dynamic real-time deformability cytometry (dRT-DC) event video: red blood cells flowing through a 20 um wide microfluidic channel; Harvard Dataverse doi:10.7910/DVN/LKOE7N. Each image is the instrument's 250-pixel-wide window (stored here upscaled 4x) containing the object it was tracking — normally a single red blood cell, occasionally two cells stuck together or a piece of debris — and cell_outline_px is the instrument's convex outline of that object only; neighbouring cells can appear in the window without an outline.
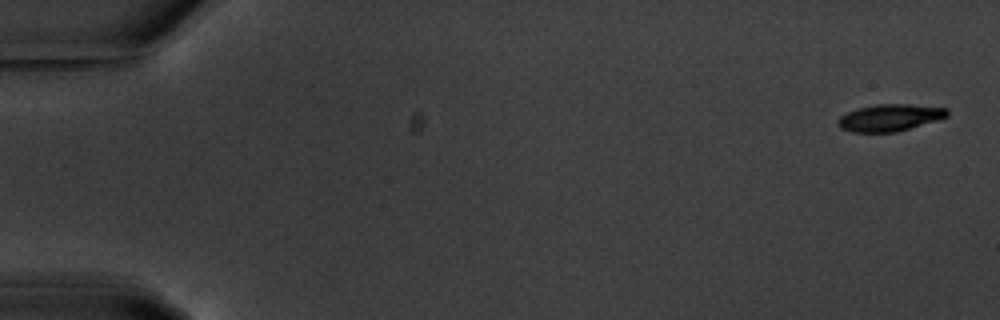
{"species": "common noctule bat (a hibernating species)", "species_latin": "Nyctalus noctula", "temperature_condition": "warm", "stored_images_in_passage": 5, "camera_frame_rate_fps": 3000, "um_per_image_px": 0.085, "animal": {"sex": "male", "body_mass_g": 20.1, "forearm_length_mm": 53.5}, "frame": {"image": 1, "passage_image": 1, "time_ms": 0.0, "image_size_px": [1000, 320], "cell_outline_px": [[948, 116], [896, 132], [852, 132], [840, 128], [836, 124], [836, 120], [840, 116], [856, 108], [876, 104], [908, 104], [948, 108]], "centroid_in_image_um": [75.57, 9.99], "position_along_channel_um": 9.4, "area_um2": 17.11}}
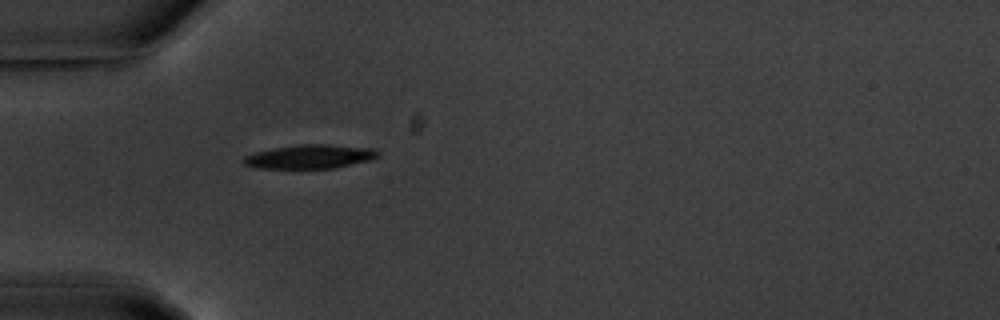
{"frame": {"image": 2, "passage_image": 5, "time_ms": 5.333, "image_size_px": [1000, 320], "cell_outline_px": [[380, 156], [372, 160], [336, 168], [256, 168], [244, 164], [244, 156], [256, 152], [276, 148], [300, 144], [324, 144], [376, 148], [380, 152]], "centroid_in_image_um": [26.44, 13.31], "position_along_channel_um": 58.6, "area_um2": 18.79}}